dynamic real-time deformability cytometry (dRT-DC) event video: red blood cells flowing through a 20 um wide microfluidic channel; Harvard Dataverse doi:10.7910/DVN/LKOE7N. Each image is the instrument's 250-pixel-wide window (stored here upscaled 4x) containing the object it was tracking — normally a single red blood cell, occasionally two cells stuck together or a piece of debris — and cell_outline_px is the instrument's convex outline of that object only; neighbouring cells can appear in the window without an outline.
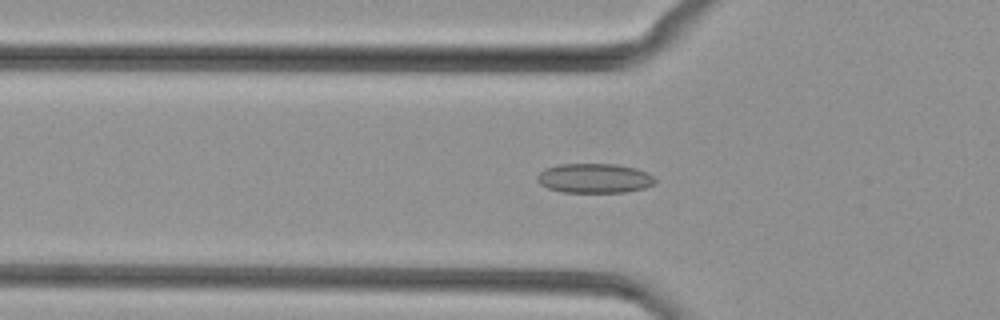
{"species": "common noctule bat (a hibernating species)", "species_latin": "Nyctalus noctula", "temperature_condition": "cold", "stored_images_in_passage": 51, "camera_frame_rate_fps": 3000, "um_per_image_px": 0.085, "animal": {"sex": "female", "body_mass_g": 29.2, "forearm_length_mm": 56.3}, "frame": {"image": 1, "passage_image": 17, "time_ms": 5.333, "image_size_px": [1000, 320], "cell_outline_px": [[656, 180], [652, 184], [644, 188], [624, 192], [560, 192], [548, 188], [540, 184], [536, 180], [536, 176], [544, 168], [556, 164], [616, 164], [636, 168], [648, 172]], "centroid_in_image_um": [50.48, 15.14], "position_along_channel_um": 75.3, "area_um2": 20.4}}
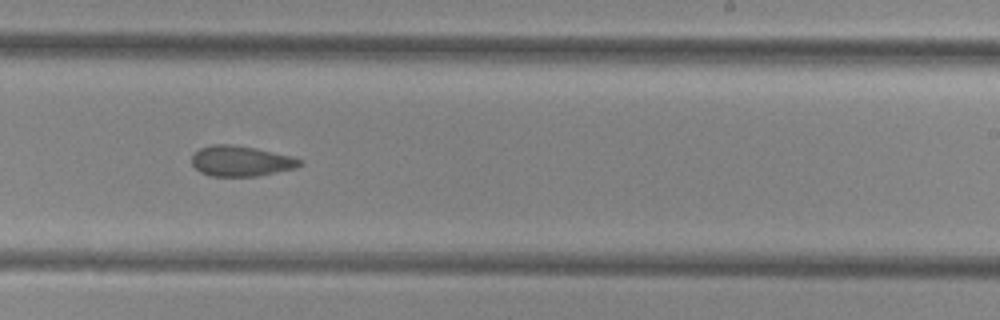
{"frame": {"image": 2, "passage_image": 31, "time_ms": 10.0, "image_size_px": [1000, 320], "cell_outline_px": [[304, 164], [296, 168], [256, 176], [208, 176], [200, 172], [192, 164], [192, 156], [200, 148], [212, 144], [232, 144], [256, 148], [292, 156], [304, 160]], "centroid_in_image_um": [20.51, 13.69], "position_along_channel_um": 268.5, "area_um2": 19.31}}
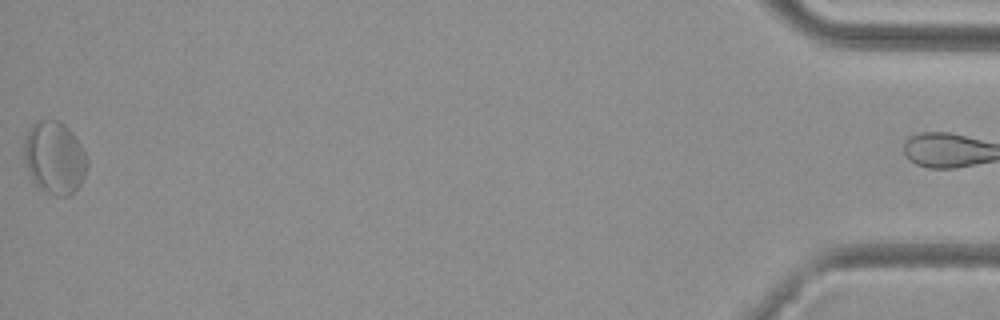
{"frame": {"image": 3, "passage_image": 50, "time_ms": 16.333, "image_size_px": [1000, 320], "cell_outline_px": [[88, 168], [80, 184], [68, 196], [56, 196], [40, 188], [32, 180], [24, 164], [24, 140], [32, 124], [36, 120], [60, 120], [72, 132], [80, 144], [88, 160]], "centroid_in_image_um": [4.62, 13.39], "position_along_channel_um": 430.6, "area_um2": 26.76}}